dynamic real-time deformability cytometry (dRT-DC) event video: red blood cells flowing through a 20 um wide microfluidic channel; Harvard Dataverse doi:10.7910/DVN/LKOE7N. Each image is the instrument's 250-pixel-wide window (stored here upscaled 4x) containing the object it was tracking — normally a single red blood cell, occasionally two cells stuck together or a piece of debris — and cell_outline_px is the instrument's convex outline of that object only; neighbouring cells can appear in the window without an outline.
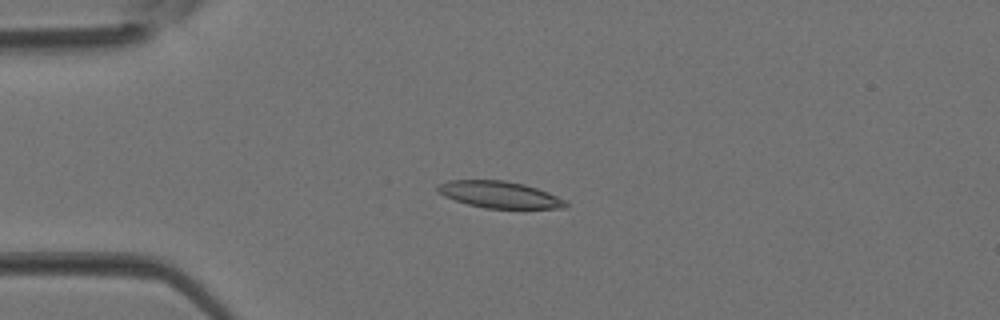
{"species": "Egyptian fruit bat (a non-hibernating species)", "species_latin": "Rousettus aegyptiacus", "temperature_condition": "room temperature", "stored_images_in_passage": 3, "camera_frame_rate_fps": 3000, "um_per_image_px": 0.085, "animal": {"sex": "female"}, "frame": {"image": 1, "passage_image": 3, "time_ms": 0.667, "image_size_px": [1000, 320], "cell_outline_px": [[568, 208], [484, 208], [468, 204], [444, 196], [436, 188], [436, 184], [448, 180], [504, 180], [524, 184], [548, 192], [568, 200]], "centroid_in_image_um": [42.48, 16.54], "position_along_channel_um": 42.5, "area_um2": 20.0}}